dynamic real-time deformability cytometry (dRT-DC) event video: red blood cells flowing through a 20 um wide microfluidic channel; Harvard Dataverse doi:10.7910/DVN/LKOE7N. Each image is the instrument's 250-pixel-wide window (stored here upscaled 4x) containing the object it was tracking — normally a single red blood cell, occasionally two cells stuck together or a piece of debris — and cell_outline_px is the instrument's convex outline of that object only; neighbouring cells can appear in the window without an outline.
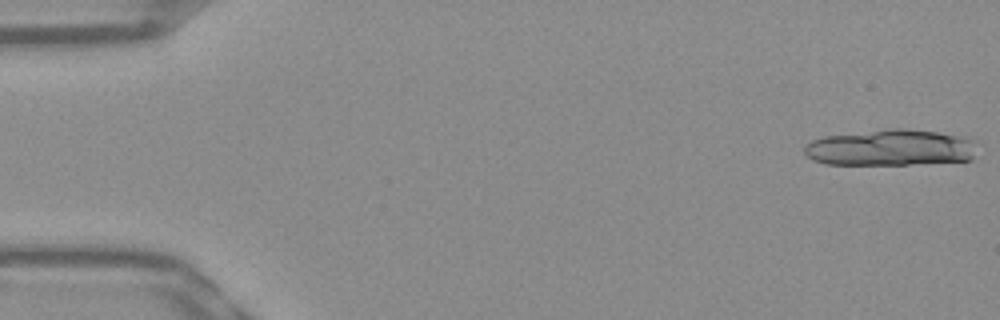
{"species": "Egyptian fruit bat (a non-hibernating species)", "species_latin": "Rousettus aegyptiacus", "temperature_condition": "warm", "stored_images_in_passage": 19, "camera_frame_rate_fps": 3000, "um_per_image_px": 0.085, "frame": {"image": 1, "passage_image": 1, "time_ms": 0.0, "image_size_px": [1000, 320], "cell_outline_px": [[976, 140], [972, 160], [908, 164], [828, 164], [812, 160], [804, 152], [804, 148], [812, 140], [824, 136], [888, 128], [904, 128], [968, 136]], "centroid_in_image_um": [75.73, 12.54], "position_along_channel_um": 9.3, "area_um2": 36.65}}